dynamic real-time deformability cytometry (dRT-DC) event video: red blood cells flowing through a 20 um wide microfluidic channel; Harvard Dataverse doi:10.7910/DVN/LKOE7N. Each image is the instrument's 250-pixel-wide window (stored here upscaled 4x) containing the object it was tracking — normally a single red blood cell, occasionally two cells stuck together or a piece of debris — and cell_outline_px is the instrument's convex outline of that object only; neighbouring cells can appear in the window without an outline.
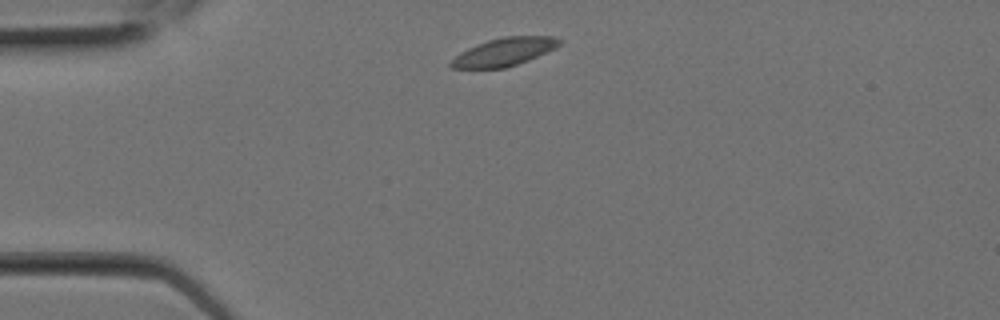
{"species": "Egyptian fruit bat (a non-hibernating species)", "species_latin": "Rousettus aegyptiacus", "temperature_condition": "room temperature", "stored_images_in_passage": 5, "camera_frame_rate_fps": 3000, "um_per_image_px": 0.085, "animal": {"sex": "female"}, "frame": {"image": 1, "passage_image": 1, "time_ms": 0.0, "image_size_px": [1000, 320], "cell_outline_px": [[564, 40], [556, 48], [528, 60], [504, 68], [452, 68], [448, 64], [460, 52], [476, 44], [488, 40], [504, 36], [552, 36]], "centroid_in_image_um": [42.87, 4.4], "position_along_channel_um": 42.1, "area_um2": 17.63}}
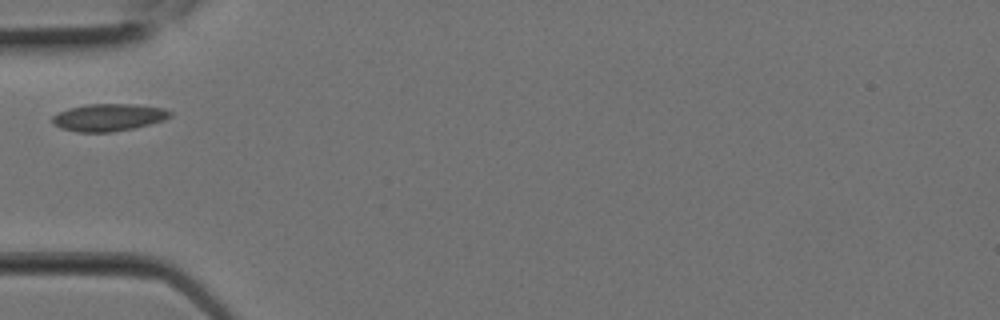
{"frame": {"image": 2, "passage_image": 3, "time_ms": 0.667, "image_size_px": [1000, 320], "cell_outline_px": [[172, 116], [164, 120], [132, 128], [112, 132], [76, 132], [60, 128], [52, 124], [52, 116], [68, 108], [84, 104], [132, 104], [164, 108], [172, 112]], "centroid_in_image_um": [9.2, 9.97], "position_along_channel_um": 75.8, "area_um2": 18.79}}
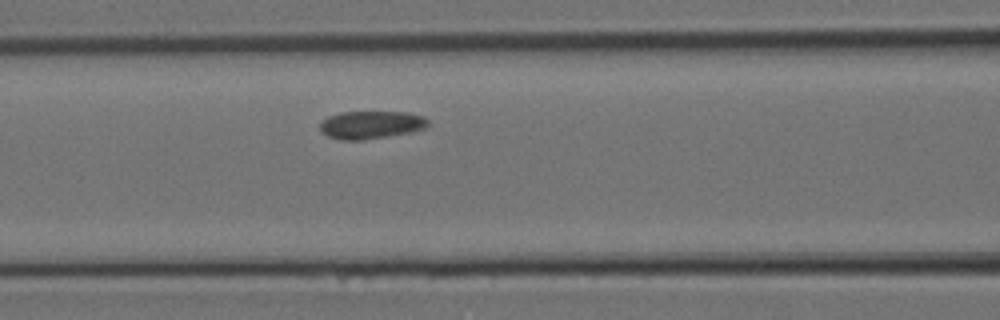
{"frame": {"image": 3, "passage_image": 5, "time_ms": 1.333, "image_size_px": [1000, 320], "cell_outline_px": [[428, 124], [424, 128], [412, 132], [388, 136], [360, 140], [340, 140], [328, 136], [320, 132], [320, 124], [328, 116], [340, 112], [408, 112], [424, 116], [428, 120]], "centroid_in_image_um": [31.53, 10.61], "position_along_channel_um": 135.1, "area_um2": 17.57}}